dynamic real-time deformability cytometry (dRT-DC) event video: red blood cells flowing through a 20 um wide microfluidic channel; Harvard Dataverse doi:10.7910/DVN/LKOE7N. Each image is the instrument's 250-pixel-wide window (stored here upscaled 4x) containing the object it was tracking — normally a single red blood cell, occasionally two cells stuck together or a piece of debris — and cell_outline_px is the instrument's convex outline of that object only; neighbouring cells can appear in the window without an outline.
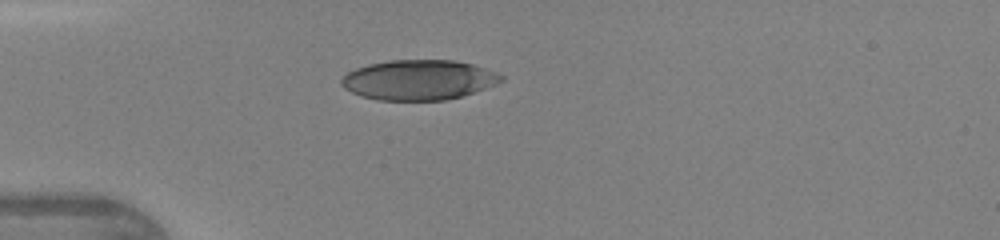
{"species": "human", "species_latin": "Homo sapiens", "temperature_condition": "warm", "stored_images_in_passage": 33, "camera_frame_rate_fps": 3000, "um_per_image_px": 0.085, "donor": {"sex": "female"}, "frame": {"image": 1, "passage_image": 1, "time_ms": 0.0, "image_size_px": [1000, 240], "cell_outline_px": [[504, 80], [496, 84], [460, 96], [444, 100], [380, 100], [360, 96], [344, 88], [340, 84], [340, 80], [348, 72], [356, 68], [368, 64], [388, 60], [452, 60], [472, 64], [496, 72], [504, 76]], "centroid_in_image_um": [35.56, 6.78], "position_along_channel_um": 49.4, "area_um2": 37.11}}
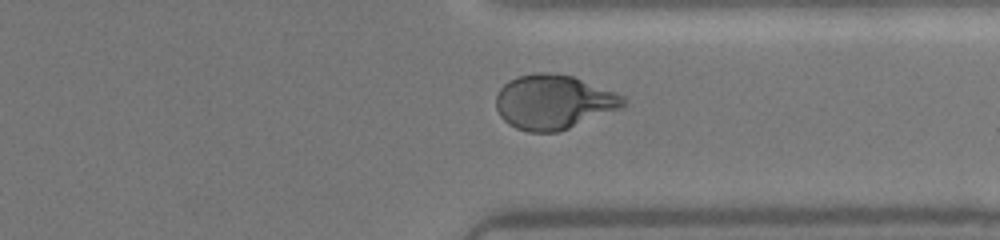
{"frame": {"image": 2, "passage_image": 23, "time_ms": 7.333, "image_size_px": [1000, 240], "cell_outline_px": [[628, 104], [624, 108], [560, 132], [528, 132], [516, 128], [508, 124], [500, 116], [496, 108], [496, 92], [508, 80], [516, 76], [532, 72], [548, 72], [572, 76], [616, 92], [624, 96], [628, 100]], "centroid_in_image_um": [47.08, 8.67], "position_along_channel_um": 364.3, "area_um2": 41.15}}
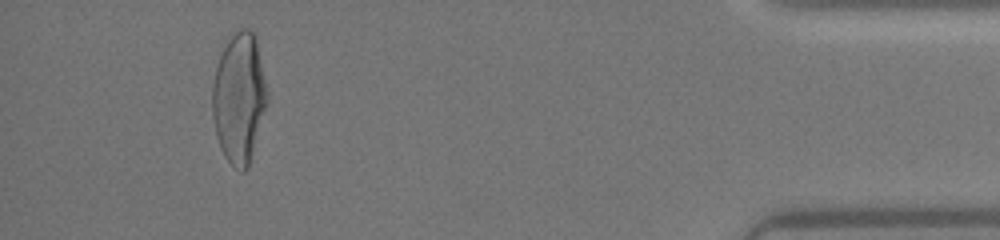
{"frame": {"image": 3, "passage_image": 30, "time_ms": 9.667, "image_size_px": [1000, 240], "cell_outline_px": [[264, 108], [248, 168], [244, 172], [240, 172], [224, 156], [220, 148], [216, 136], [212, 116], [212, 84], [216, 68], [228, 32], [236, 28], [248, 28], [256, 36], [264, 80]], "centroid_in_image_um": [20.25, 8.26], "position_along_channel_um": 414.9, "area_um2": 41.04}}